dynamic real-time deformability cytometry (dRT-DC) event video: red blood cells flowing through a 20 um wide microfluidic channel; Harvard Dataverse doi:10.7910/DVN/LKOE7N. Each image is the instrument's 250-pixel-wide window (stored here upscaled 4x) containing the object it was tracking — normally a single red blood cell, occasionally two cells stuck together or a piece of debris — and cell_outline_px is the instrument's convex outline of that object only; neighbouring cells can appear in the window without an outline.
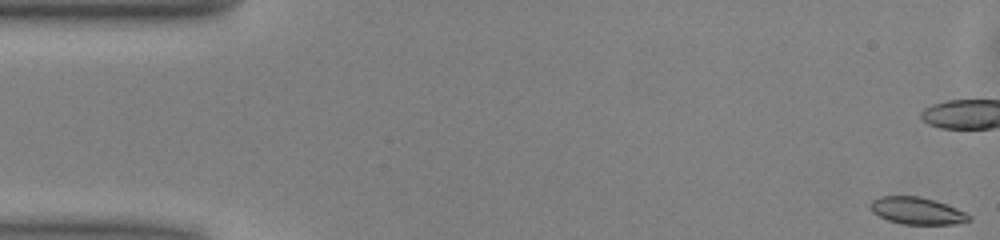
{"species": "common noctule bat (a hibernating species)", "species_latin": "Nyctalus noctula", "temperature_condition": "warm", "stored_images_in_passage": 13, "camera_frame_rate_fps": 3000, "um_per_image_px": 0.085, "animal": {"sex": "male", "body_mass_g": 13.0, "forearm_length_mm": 53.1}, "frame": {"image": 1, "passage_image": 1, "time_ms": 0.0, "image_size_px": [1000, 240], "cell_outline_px": [[972, 220], [956, 224], [904, 224], [888, 220], [872, 212], [868, 208], [872, 200], [880, 196], [920, 196], [956, 208], [972, 216]], "centroid_in_image_um": [77.93, 17.92], "position_along_channel_um": 7.1, "area_um2": 15.49}}